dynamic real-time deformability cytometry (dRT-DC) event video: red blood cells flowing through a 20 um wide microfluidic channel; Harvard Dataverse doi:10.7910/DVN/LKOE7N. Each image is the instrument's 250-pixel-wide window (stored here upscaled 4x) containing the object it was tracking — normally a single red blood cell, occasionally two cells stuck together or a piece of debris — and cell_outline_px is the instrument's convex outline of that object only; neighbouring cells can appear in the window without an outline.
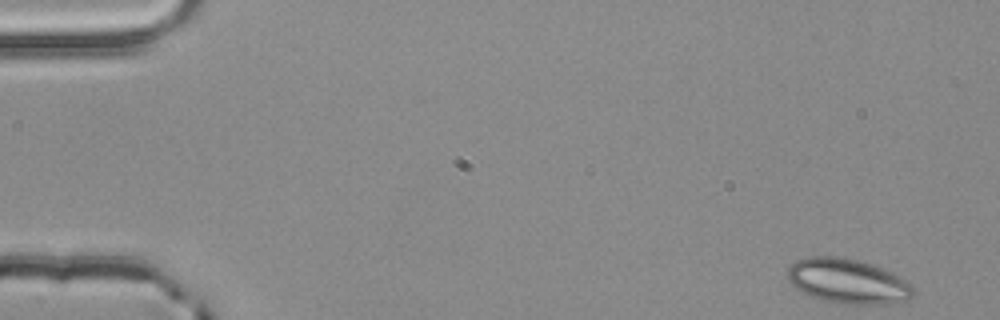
{"species": "common noctule bat (a hibernating species)", "species_latin": "Nyctalus noctula", "temperature_condition": "room temperature", "stored_images_in_passage": 54, "camera_frame_rate_fps": 3000, "um_per_image_px": 0.085, "animal": {"sex": "male", "body_mass_g": 20.4}, "frame": {"image": 1, "passage_image": 1, "time_ms": 0.0, "image_size_px": [1000, 320], "cell_outline_px": [[916, 292], [908, 300], [888, 304], [844, 304], [824, 300], [812, 296], [796, 288], [788, 280], [788, 268], [796, 260], [812, 256], [844, 256], [872, 264], [884, 268], [908, 280], [912, 284]], "centroid_in_image_um": [72.13, 23.89], "position_along_channel_um": 12.9, "area_um2": 33.12}}
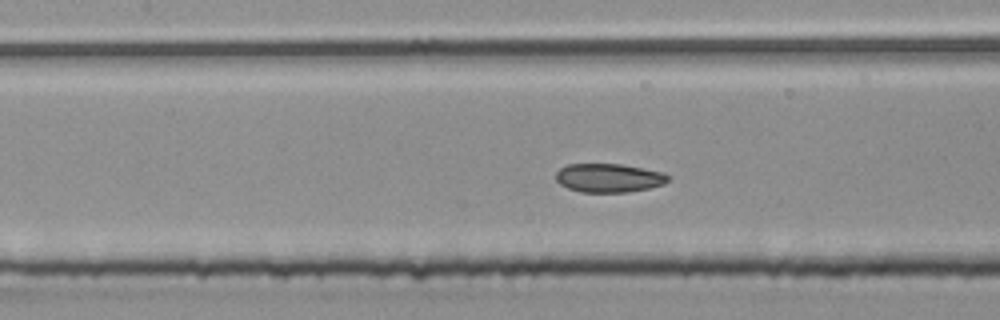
{"frame": {"image": 2, "passage_image": 23, "time_ms": 7.333, "image_size_px": [1000, 320], "cell_outline_px": [[668, 180], [664, 184], [648, 188], [628, 192], [580, 192], [568, 188], [560, 184], [556, 180], [556, 172], [560, 168], [568, 164], [620, 164], [660, 172], [668, 176]], "centroid_in_image_um": [51.69, 15.13], "position_along_channel_um": 155.7, "area_um2": 18.55}}
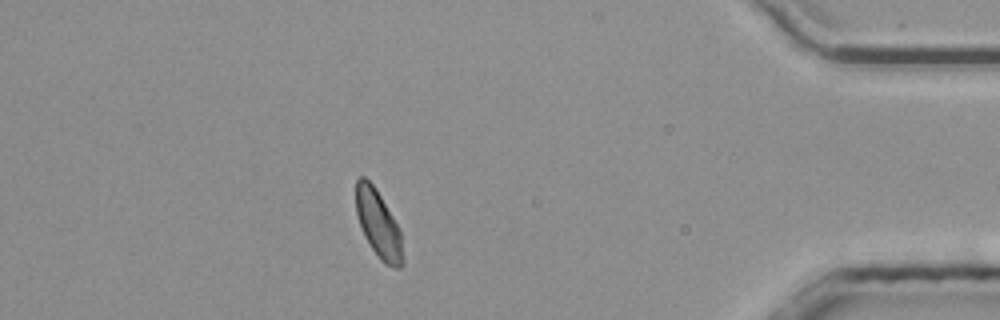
{"frame": {"image": 3, "passage_image": 46, "time_ms": 15.0, "image_size_px": [1000, 320], "cell_outline_px": [[404, 264], [400, 268], [392, 268], [384, 264], [380, 260], [364, 236], [356, 212], [356, 180], [360, 176], [364, 176], [376, 188], [396, 224], [400, 232], [404, 260]], "centroid_in_image_um": [32.16, 19.09], "position_along_channel_um": 403.0, "area_um2": 18.26}, "authors_computed_cell_mechanics": {"area_um2": 19.1318, "velocity_mm_per_s": 3.8357, "shape_relaxation_time_tau1_ms": null, "shape_relaxation_time_tau2_ms": 2.0925, "deformation_change_tau1": null, "deformation_change_tau2": 0.0697}}